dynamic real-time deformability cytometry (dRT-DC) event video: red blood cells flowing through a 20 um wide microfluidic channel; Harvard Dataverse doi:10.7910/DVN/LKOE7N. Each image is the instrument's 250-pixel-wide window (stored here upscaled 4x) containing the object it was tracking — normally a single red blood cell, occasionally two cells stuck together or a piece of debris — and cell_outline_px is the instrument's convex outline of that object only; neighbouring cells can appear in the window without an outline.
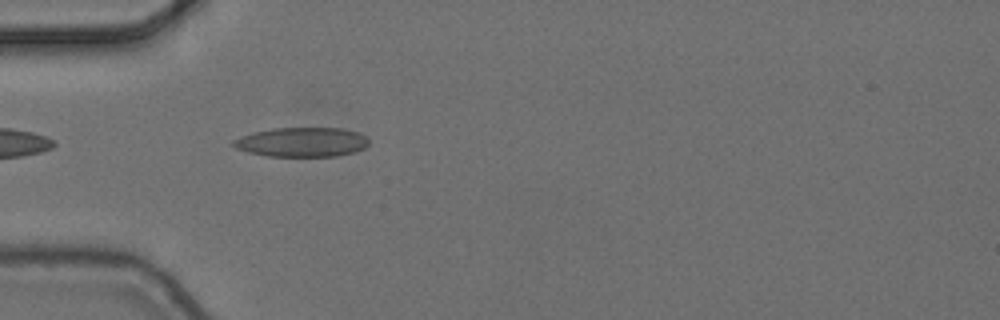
{"species": "common noctule bat (a hibernating species)", "species_latin": "Nyctalus noctula", "temperature_condition": "cold", "stored_images_in_passage": 1, "camera_frame_rate_fps": 3000, "um_per_image_px": 0.085, "animal": {"sex": "female", "body_mass_g": 24.6, "forearm_length_mm": 56.2}, "frame": {"image": 1, "passage_image": 1, "time_ms": 0.0, "image_size_px": [1000, 320], "cell_outline_px": [[368, 144], [364, 148], [352, 152], [336, 156], [268, 156], [248, 152], [236, 148], [232, 144], [232, 140], [240, 136], [272, 128], [344, 128], [360, 132], [368, 140]], "centroid_in_image_um": [25.66, 12.07], "position_along_channel_um": 59.3, "area_um2": 23.18}}